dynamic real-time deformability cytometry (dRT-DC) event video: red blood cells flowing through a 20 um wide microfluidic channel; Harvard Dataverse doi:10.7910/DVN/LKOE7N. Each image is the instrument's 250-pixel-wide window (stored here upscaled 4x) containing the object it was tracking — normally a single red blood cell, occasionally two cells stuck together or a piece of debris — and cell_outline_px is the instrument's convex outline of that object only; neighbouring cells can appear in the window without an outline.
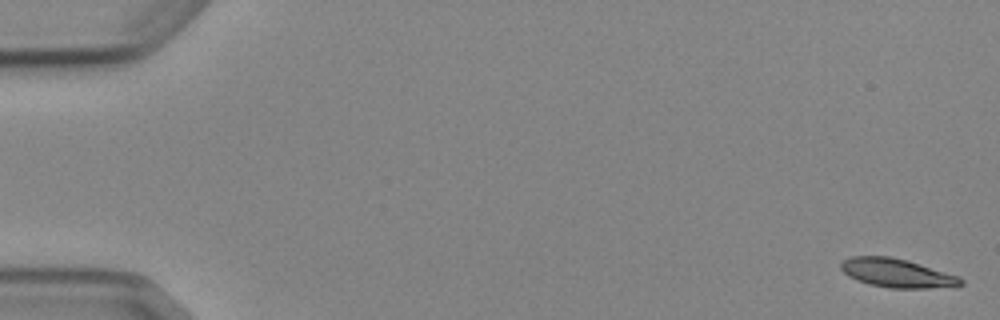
{"species": "Egyptian fruit bat (a non-hibernating species)", "species_latin": "Rousettus aegyptiacus", "temperature_condition": "cold", "stored_images_in_passage": 5, "camera_frame_rate_fps": 3000, "um_per_image_px": 0.085, "animal": {"sex": "female"}, "frame": {"image": 1, "passage_image": 1, "time_ms": 0.0, "image_size_px": [1000, 320], "cell_outline_px": [[964, 284], [928, 288], [888, 288], [868, 284], [856, 280], [848, 276], [840, 268], [840, 264], [844, 260], [852, 256], [888, 256], [908, 260], [956, 276], [964, 280]], "centroid_in_image_um": [76.16, 23.21], "position_along_channel_um": 8.8, "area_um2": 19.83}}
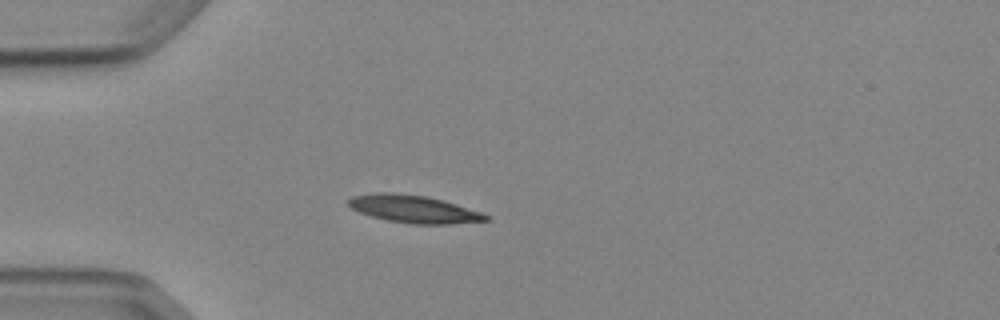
{"frame": {"image": 2, "passage_image": 5, "time_ms": 4.667, "image_size_px": [1000, 320], "cell_outline_px": [[488, 220], [448, 224], [412, 224], [388, 220], [372, 216], [360, 212], [352, 208], [344, 200], [352, 196], [376, 192], [392, 192], [428, 196], [444, 200], [480, 212], [488, 216]], "centroid_in_image_um": [35.11, 17.75], "position_along_channel_um": 49.9, "area_um2": 22.02}}